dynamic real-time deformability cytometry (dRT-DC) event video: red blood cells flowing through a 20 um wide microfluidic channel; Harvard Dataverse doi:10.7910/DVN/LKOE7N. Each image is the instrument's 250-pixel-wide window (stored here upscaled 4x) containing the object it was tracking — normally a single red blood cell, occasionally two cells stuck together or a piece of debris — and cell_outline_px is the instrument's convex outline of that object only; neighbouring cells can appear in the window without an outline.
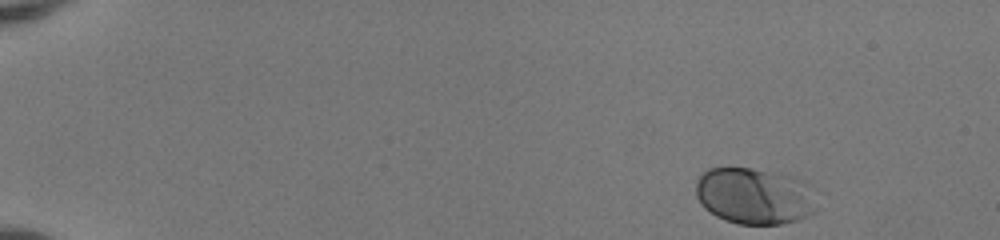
{"species": "human", "species_latin": "Homo sapiens", "temperature_condition": "room temperature", "stored_images_in_passage": 47, "camera_frame_rate_fps": 3000, "um_per_image_px": 0.085, "donor": {"sex": "female"}, "frame": {"image": 1, "passage_image": 1, "time_ms": 0.0, "image_size_px": [1000, 240], "cell_outline_px": [[816, 212], [808, 216], [796, 220], [780, 224], [736, 224], [724, 220], [716, 216], [704, 208], [700, 204], [696, 196], [696, 180], [708, 168], [752, 168], [792, 176], [808, 184]], "centroid_in_image_um": [64.07, 16.67], "position_along_channel_um": 20.9, "area_um2": 39.65}}
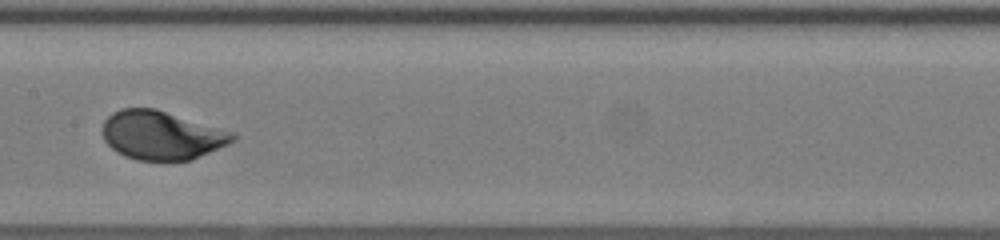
{"frame": {"image": 2, "passage_image": 24, "time_ms": 7.667, "image_size_px": [1000, 240], "cell_outline_px": [[236, 140], [228, 144], [192, 160], [136, 160], [124, 156], [116, 152], [104, 140], [100, 132], [104, 120], [112, 112], [120, 108], [156, 108], [236, 132]], "centroid_in_image_um": [13.73, 11.48], "position_along_channel_um": 193.7, "area_um2": 37.51}}
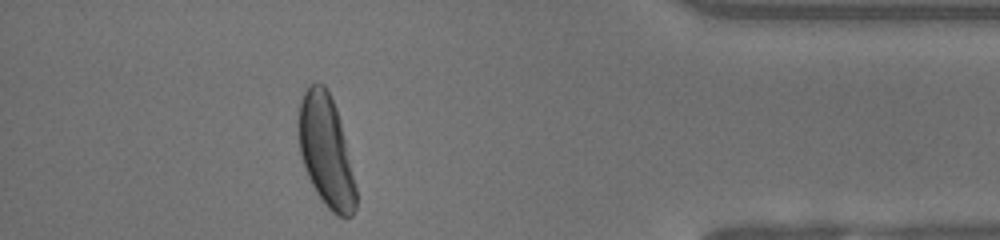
{"frame": {"image": 3, "passage_image": 42, "time_ms": 13.667, "image_size_px": [1000, 240], "cell_outline_px": [[356, 208], [352, 216], [336, 216], [324, 204], [316, 192], [308, 176], [300, 156], [296, 124], [296, 120], [300, 100], [304, 92], [312, 84], [324, 84], [336, 108], [340, 120], [356, 188]], "centroid_in_image_um": [27.67, 12.84], "position_along_channel_um": 407.5, "area_um2": 37.28}, "authors_computed_cell_mechanics": {"area_um2": 37.281, "velocity_mm_per_s": 4.0757, "shape_relaxation_time_tau1_ms": 2.2255, "shape_relaxation_time_tau2_ms": null, "deformation_change_tau1": 0.1335, "deformation_change_tau2": null}}